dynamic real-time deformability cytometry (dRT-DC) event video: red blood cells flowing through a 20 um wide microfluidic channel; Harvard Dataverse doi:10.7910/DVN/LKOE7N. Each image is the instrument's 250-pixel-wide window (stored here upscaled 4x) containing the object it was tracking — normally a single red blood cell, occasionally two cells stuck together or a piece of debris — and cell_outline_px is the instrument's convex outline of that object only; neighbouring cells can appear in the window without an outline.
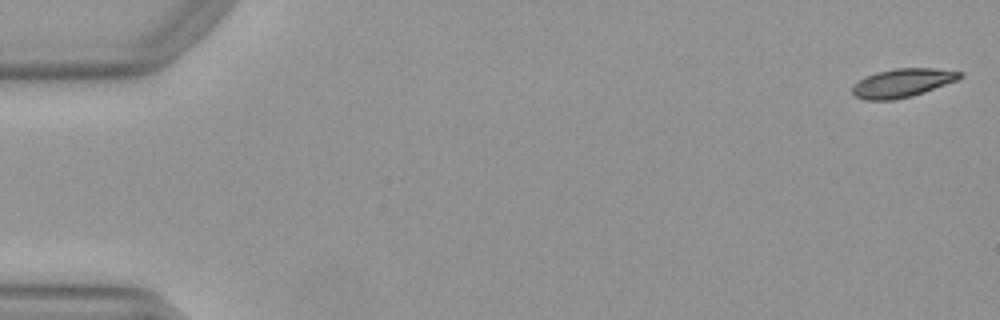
{"species": "Egyptian fruit bat (a non-hibernating species)", "species_latin": "Rousettus aegyptiacus", "temperature_condition": "warm", "stored_images_in_passage": 52, "camera_frame_rate_fps": 3000, "um_per_image_px": 0.085, "animal": {"sex": "female"}, "frame": {"image": 1, "passage_image": 1, "time_ms": 0.0, "image_size_px": [1000, 320], "cell_outline_px": [[964, 76], [956, 80], [924, 92], [912, 96], [896, 100], [864, 100], [856, 96], [852, 92], [852, 84], [864, 76], [876, 72], [896, 68], [932, 68], [960, 72]], "centroid_in_image_um": [76.64, 7.05], "position_along_channel_um": 8.4, "area_um2": 17.92}}
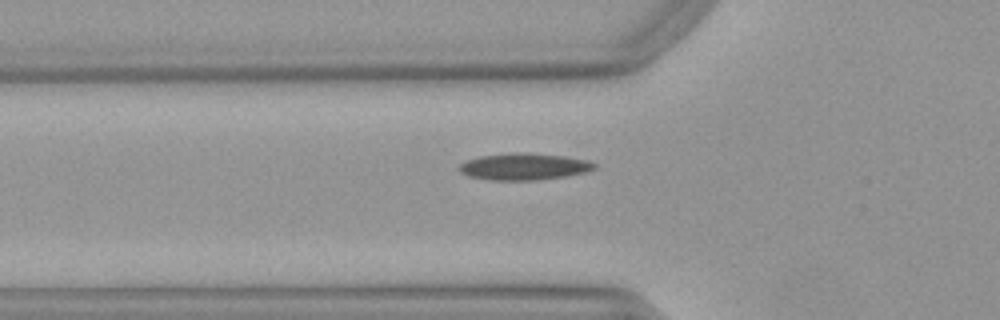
{"frame": {"image": 2, "passage_image": 18, "time_ms": 5.667, "image_size_px": [1000, 320], "cell_outline_px": [[596, 168], [588, 172], [568, 176], [536, 180], [488, 180], [468, 176], [460, 172], [456, 168], [460, 164], [468, 160], [480, 156], [512, 152], [524, 152], [564, 156], [588, 160], [596, 164]], "centroid_in_image_um": [44.55, 14.16], "position_along_channel_um": 81.3, "area_um2": 21.33}}
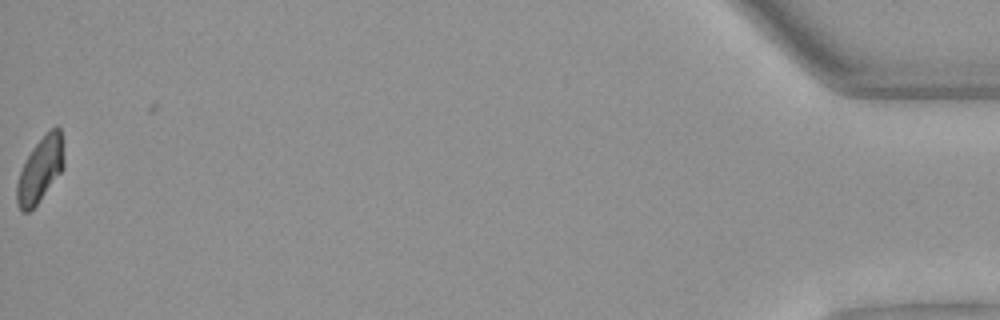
{"frame": {"image": 3, "passage_image": 52, "time_ms": 17.0, "image_size_px": [1000, 320], "cell_outline_px": [[64, 168], [36, 204], [28, 212], [20, 212], [16, 204], [16, 184], [24, 160], [32, 148], [56, 124], [60, 128], [64, 160]], "centroid_in_image_um": [3.39, 14.44], "position_along_channel_um": 431.8, "area_um2": 17.69}, "authors_computed_cell_mechanics": {"area_um2": 19.0162, "velocity_mm_per_s": 3.9729, "shape_relaxation_time_tau1_ms": 6.2244, "shape_relaxation_time_tau2_ms": 4.5227, "deformation_change_tau1": 0.1546, "deformation_change_tau2": 0.1064}}